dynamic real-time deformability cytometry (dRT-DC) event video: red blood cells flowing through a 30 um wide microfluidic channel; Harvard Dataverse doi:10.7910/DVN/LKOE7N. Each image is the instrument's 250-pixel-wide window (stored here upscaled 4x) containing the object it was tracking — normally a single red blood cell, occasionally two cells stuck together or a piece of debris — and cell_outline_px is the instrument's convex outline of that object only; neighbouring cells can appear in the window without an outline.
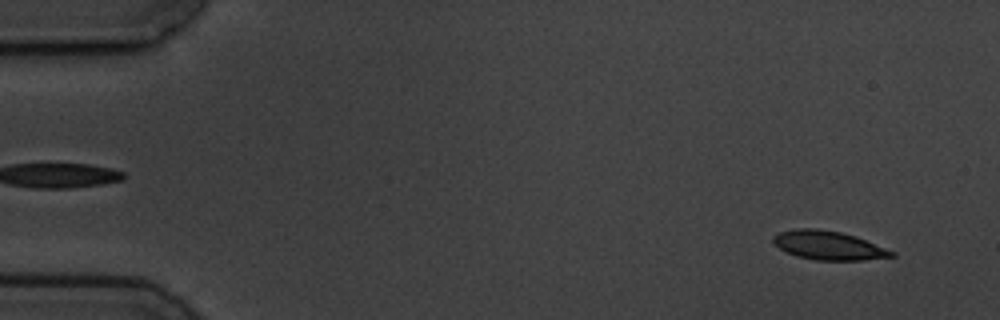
{"species": "common noctule bat (a hibernating species)", "species_latin": "Nyctalus noctula", "temperature_condition": "cold", "stored_images_in_passage": 6, "camera_frame_rate_fps": 3000, "um_per_image_px": 0.085, "animal": {"sex": "male", "body_mass_g": 19.5, "forearm_length_mm": 54.6}, "frame": {"image": 1, "passage_image": 6, "time_ms": 5.667, "image_size_px": [1000, 320], "cell_outline_px": [[896, 256], [864, 260], [816, 260], [796, 256], [780, 248], [772, 240], [772, 236], [780, 232], [796, 228], [816, 228], [840, 232], [856, 236], [896, 252]], "centroid_in_image_um": [70.44, 20.85], "position_along_channel_um": 14.6, "area_um2": 19.83}}